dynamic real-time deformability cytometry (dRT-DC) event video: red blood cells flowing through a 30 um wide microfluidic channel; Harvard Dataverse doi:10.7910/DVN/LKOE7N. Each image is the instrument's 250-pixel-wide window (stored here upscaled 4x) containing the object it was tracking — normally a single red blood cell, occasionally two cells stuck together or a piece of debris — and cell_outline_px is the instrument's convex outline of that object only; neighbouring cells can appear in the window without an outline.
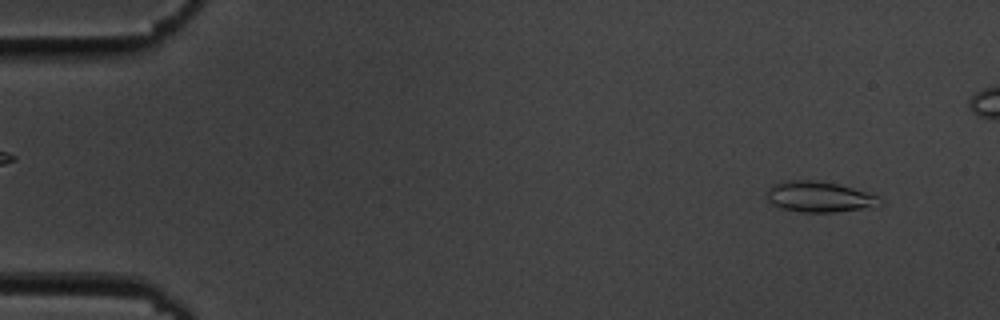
{"species": "common noctule bat (a hibernating species)", "species_latin": "Nyctalus noctula", "temperature_condition": "cold", "stored_images_in_passage": 50, "camera_frame_rate_fps": 3000, "um_per_image_px": 0.085, "animal": {"sex": "male", "body_mass_g": 19.5, "forearm_length_mm": 54.6}, "frame": {"image": 1, "passage_image": 4, "time_ms": 1.0, "image_size_px": [1000, 320], "cell_outline_px": [[884, 204], [876, 208], [832, 212], [800, 212], [780, 208], [772, 204], [768, 200], [768, 188], [772, 184], [788, 180], [820, 180], [852, 188], [880, 196], [884, 200]], "centroid_in_image_um": [69.72, 16.74], "position_along_channel_um": 15.3, "area_um2": 20.63}}
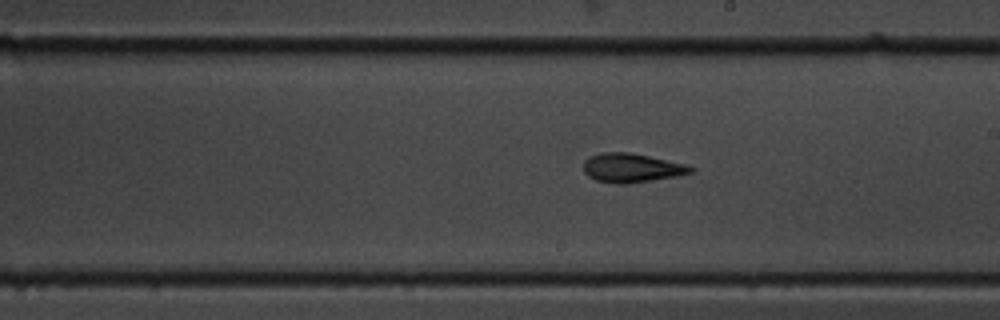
{"frame": {"image": 2, "passage_image": 31, "time_ms": 10.0, "image_size_px": [1000, 320], "cell_outline_px": [[696, 168], [692, 172], [676, 176], [652, 180], [624, 184], [616, 184], [596, 180], [588, 176], [584, 172], [584, 160], [592, 156], [604, 152], [628, 152], [648, 156], [684, 164]], "centroid_in_image_um": [53.67, 14.27], "position_along_channel_um": 235.3, "area_um2": 17.86}}
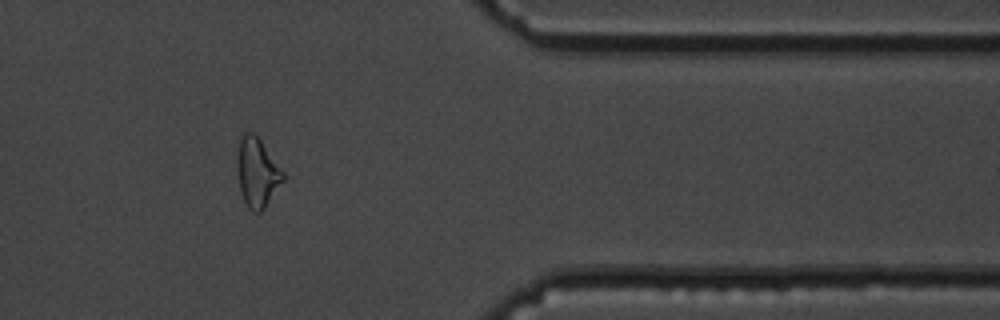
{"frame": {"image": 3, "passage_image": 45, "time_ms": 14.667, "image_size_px": [1000, 320], "cell_outline_px": [[284, 180], [264, 208], [260, 212], [252, 212], [248, 208], [240, 192], [236, 168], [240, 136], [244, 132], [252, 132], [260, 140], [284, 172]], "centroid_in_image_um": [21.84, 14.67], "position_along_channel_um": 389.6, "area_um2": 18.38}}